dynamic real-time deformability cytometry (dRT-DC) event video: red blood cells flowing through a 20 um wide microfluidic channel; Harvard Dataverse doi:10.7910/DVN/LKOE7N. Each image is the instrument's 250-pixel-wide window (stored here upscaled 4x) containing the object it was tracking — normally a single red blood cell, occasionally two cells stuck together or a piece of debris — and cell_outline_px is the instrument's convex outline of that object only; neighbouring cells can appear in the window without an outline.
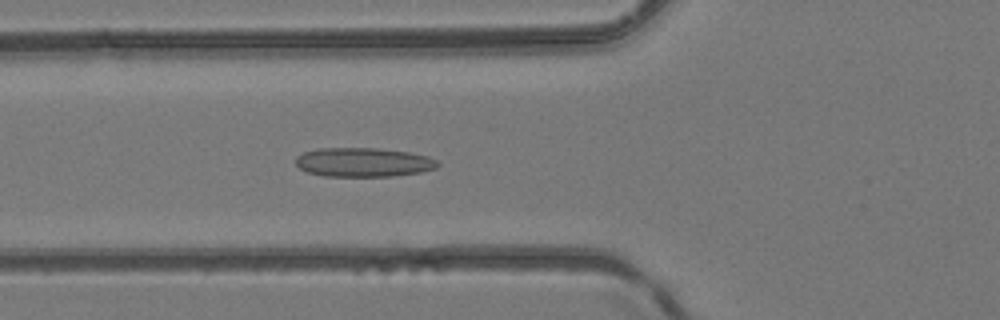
{"species": "common noctule bat (a hibernating species)", "species_latin": "Nyctalus noctula", "temperature_condition": "room temperature", "stored_images_in_passage": 38, "camera_frame_rate_fps": 3000, "um_per_image_px": 0.085, "animal": {"sex": "female", "body_mass_g": 24.6, "forearm_length_mm": 56.2}, "frame": {"image": 1, "passage_image": 9, "time_ms": 2.667, "image_size_px": [1000, 320], "cell_outline_px": [[440, 164], [436, 168], [420, 172], [392, 176], [324, 176], [308, 172], [300, 168], [296, 164], [296, 156], [304, 152], [316, 148], [376, 148], [408, 152], [428, 156], [436, 160]], "centroid_in_image_um": [30.88, 13.79], "position_along_channel_um": 94.9, "area_um2": 24.04}}
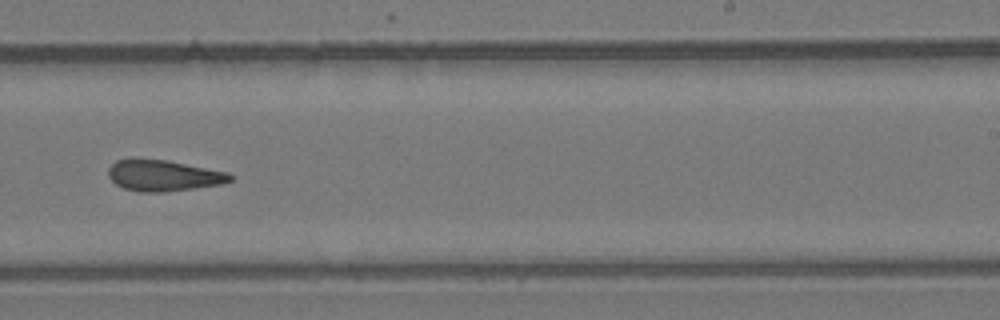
{"frame": {"image": 2, "passage_image": 21, "time_ms": 6.667, "image_size_px": [1000, 320], "cell_outline_px": [[232, 180], [220, 184], [164, 192], [136, 192], [124, 188], [116, 184], [108, 176], [108, 168], [116, 160], [132, 156], [136, 156], [168, 160], [228, 172], [232, 176]], "centroid_in_image_um": [13.81, 14.88], "position_along_channel_um": 275.2, "area_um2": 22.54}}
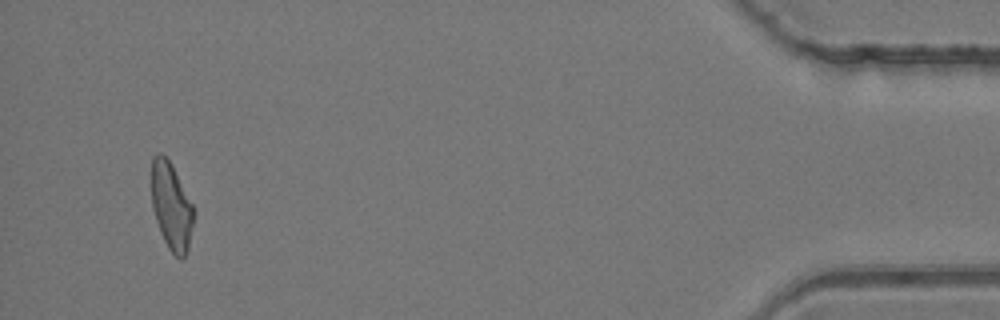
{"frame": {"image": 3, "passage_image": 36, "time_ms": 11.667, "image_size_px": [1000, 320], "cell_outline_px": [[192, 224], [188, 248], [184, 256], [176, 256], [168, 248], [160, 232], [152, 208], [152, 156], [156, 152], [160, 152], [172, 164], [192, 204]], "centroid_in_image_um": [14.53, 17.48], "position_along_channel_um": 420.7, "area_um2": 20.92}}